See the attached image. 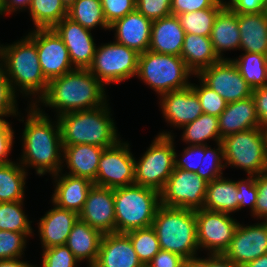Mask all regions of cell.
I'll return each instance as SVG.
<instances>
[{"instance_id":"obj_1","label":"cell","mask_w":267,"mask_h":267,"mask_svg":"<svg viewBox=\"0 0 267 267\" xmlns=\"http://www.w3.org/2000/svg\"><path fill=\"white\" fill-rule=\"evenodd\" d=\"M29 108L22 133L23 154L19 162L24 168L33 167L40 176L46 172L62 174L63 144L58 120L55 126L37 104H30Z\"/></svg>"},{"instance_id":"obj_2","label":"cell","mask_w":267,"mask_h":267,"mask_svg":"<svg viewBox=\"0 0 267 267\" xmlns=\"http://www.w3.org/2000/svg\"><path fill=\"white\" fill-rule=\"evenodd\" d=\"M105 86L88 70L75 68L49 81L45 94L31 105L43 103L56 109L57 115L103 106ZM40 101V102H39Z\"/></svg>"},{"instance_id":"obj_3","label":"cell","mask_w":267,"mask_h":267,"mask_svg":"<svg viewBox=\"0 0 267 267\" xmlns=\"http://www.w3.org/2000/svg\"><path fill=\"white\" fill-rule=\"evenodd\" d=\"M0 62L15 93L38 95V100L45 94L49 81L43 75L36 43L28 35L11 45H0Z\"/></svg>"},{"instance_id":"obj_4","label":"cell","mask_w":267,"mask_h":267,"mask_svg":"<svg viewBox=\"0 0 267 267\" xmlns=\"http://www.w3.org/2000/svg\"><path fill=\"white\" fill-rule=\"evenodd\" d=\"M107 102L98 108L73 111L57 116L63 146L77 144L108 148L120 138Z\"/></svg>"},{"instance_id":"obj_5","label":"cell","mask_w":267,"mask_h":267,"mask_svg":"<svg viewBox=\"0 0 267 267\" xmlns=\"http://www.w3.org/2000/svg\"><path fill=\"white\" fill-rule=\"evenodd\" d=\"M160 248L181 255L189 263L199 249L195 210L160 205L151 226Z\"/></svg>"},{"instance_id":"obj_6","label":"cell","mask_w":267,"mask_h":267,"mask_svg":"<svg viewBox=\"0 0 267 267\" xmlns=\"http://www.w3.org/2000/svg\"><path fill=\"white\" fill-rule=\"evenodd\" d=\"M160 205V193L151 188H114L115 233L151 227Z\"/></svg>"},{"instance_id":"obj_7","label":"cell","mask_w":267,"mask_h":267,"mask_svg":"<svg viewBox=\"0 0 267 267\" xmlns=\"http://www.w3.org/2000/svg\"><path fill=\"white\" fill-rule=\"evenodd\" d=\"M190 75L195 74L180 56L149 50L139 54L137 77L154 89L158 95L189 87Z\"/></svg>"},{"instance_id":"obj_8","label":"cell","mask_w":267,"mask_h":267,"mask_svg":"<svg viewBox=\"0 0 267 267\" xmlns=\"http://www.w3.org/2000/svg\"><path fill=\"white\" fill-rule=\"evenodd\" d=\"M223 145L225 167H237L248 176L267 172V130L251 128L226 136Z\"/></svg>"},{"instance_id":"obj_9","label":"cell","mask_w":267,"mask_h":267,"mask_svg":"<svg viewBox=\"0 0 267 267\" xmlns=\"http://www.w3.org/2000/svg\"><path fill=\"white\" fill-rule=\"evenodd\" d=\"M174 152L171 132L159 133L139 161L135 160V184L160 193L175 168Z\"/></svg>"},{"instance_id":"obj_10","label":"cell","mask_w":267,"mask_h":267,"mask_svg":"<svg viewBox=\"0 0 267 267\" xmlns=\"http://www.w3.org/2000/svg\"><path fill=\"white\" fill-rule=\"evenodd\" d=\"M139 53L117 42L96 47L88 70L105 86L137 76Z\"/></svg>"},{"instance_id":"obj_11","label":"cell","mask_w":267,"mask_h":267,"mask_svg":"<svg viewBox=\"0 0 267 267\" xmlns=\"http://www.w3.org/2000/svg\"><path fill=\"white\" fill-rule=\"evenodd\" d=\"M207 183L193 172L174 168L160 192V204L173 208L202 209L206 198Z\"/></svg>"},{"instance_id":"obj_12","label":"cell","mask_w":267,"mask_h":267,"mask_svg":"<svg viewBox=\"0 0 267 267\" xmlns=\"http://www.w3.org/2000/svg\"><path fill=\"white\" fill-rule=\"evenodd\" d=\"M121 142L104 148L94 185L114 189L135 184V158L129 143Z\"/></svg>"},{"instance_id":"obj_13","label":"cell","mask_w":267,"mask_h":267,"mask_svg":"<svg viewBox=\"0 0 267 267\" xmlns=\"http://www.w3.org/2000/svg\"><path fill=\"white\" fill-rule=\"evenodd\" d=\"M197 221V241L200 248L208 254H224L229 248L239 224L229 213L209 211L204 208L195 210Z\"/></svg>"},{"instance_id":"obj_14","label":"cell","mask_w":267,"mask_h":267,"mask_svg":"<svg viewBox=\"0 0 267 267\" xmlns=\"http://www.w3.org/2000/svg\"><path fill=\"white\" fill-rule=\"evenodd\" d=\"M196 77L218 93L227 103L252 96L253 89L242 77L232 59H222L202 69Z\"/></svg>"},{"instance_id":"obj_15","label":"cell","mask_w":267,"mask_h":267,"mask_svg":"<svg viewBox=\"0 0 267 267\" xmlns=\"http://www.w3.org/2000/svg\"><path fill=\"white\" fill-rule=\"evenodd\" d=\"M28 36L36 43L39 63L48 81L75 69L66 45L53 28H35Z\"/></svg>"},{"instance_id":"obj_16","label":"cell","mask_w":267,"mask_h":267,"mask_svg":"<svg viewBox=\"0 0 267 267\" xmlns=\"http://www.w3.org/2000/svg\"><path fill=\"white\" fill-rule=\"evenodd\" d=\"M264 254H267V221L250 226L239 223L223 255L243 267Z\"/></svg>"},{"instance_id":"obj_17","label":"cell","mask_w":267,"mask_h":267,"mask_svg":"<svg viewBox=\"0 0 267 267\" xmlns=\"http://www.w3.org/2000/svg\"><path fill=\"white\" fill-rule=\"evenodd\" d=\"M78 215L103 235L115 233L114 189L93 185Z\"/></svg>"},{"instance_id":"obj_18","label":"cell","mask_w":267,"mask_h":267,"mask_svg":"<svg viewBox=\"0 0 267 267\" xmlns=\"http://www.w3.org/2000/svg\"><path fill=\"white\" fill-rule=\"evenodd\" d=\"M53 29L66 45L73 67L88 69L92 64L97 47L91 30L82 27L68 17L63 18Z\"/></svg>"},{"instance_id":"obj_19","label":"cell","mask_w":267,"mask_h":267,"mask_svg":"<svg viewBox=\"0 0 267 267\" xmlns=\"http://www.w3.org/2000/svg\"><path fill=\"white\" fill-rule=\"evenodd\" d=\"M160 96L163 117L179 129L193 122L203 113L200 100L191 86Z\"/></svg>"},{"instance_id":"obj_20","label":"cell","mask_w":267,"mask_h":267,"mask_svg":"<svg viewBox=\"0 0 267 267\" xmlns=\"http://www.w3.org/2000/svg\"><path fill=\"white\" fill-rule=\"evenodd\" d=\"M93 267H145L125 233L104 234Z\"/></svg>"},{"instance_id":"obj_21","label":"cell","mask_w":267,"mask_h":267,"mask_svg":"<svg viewBox=\"0 0 267 267\" xmlns=\"http://www.w3.org/2000/svg\"><path fill=\"white\" fill-rule=\"evenodd\" d=\"M151 26L152 21L135 10L111 24L109 30L115 29V42L141 54L149 49Z\"/></svg>"},{"instance_id":"obj_22","label":"cell","mask_w":267,"mask_h":267,"mask_svg":"<svg viewBox=\"0 0 267 267\" xmlns=\"http://www.w3.org/2000/svg\"><path fill=\"white\" fill-rule=\"evenodd\" d=\"M78 219L77 212L59 208L54 204L38 223L42 248L65 245Z\"/></svg>"},{"instance_id":"obj_23","label":"cell","mask_w":267,"mask_h":267,"mask_svg":"<svg viewBox=\"0 0 267 267\" xmlns=\"http://www.w3.org/2000/svg\"><path fill=\"white\" fill-rule=\"evenodd\" d=\"M185 31L176 15L152 21L149 51L180 56Z\"/></svg>"},{"instance_id":"obj_24","label":"cell","mask_w":267,"mask_h":267,"mask_svg":"<svg viewBox=\"0 0 267 267\" xmlns=\"http://www.w3.org/2000/svg\"><path fill=\"white\" fill-rule=\"evenodd\" d=\"M59 174L52 176L55 183L57 182L52 195V203L59 208L72 210L79 214L94 183L87 178L66 173L62 176Z\"/></svg>"},{"instance_id":"obj_25","label":"cell","mask_w":267,"mask_h":267,"mask_svg":"<svg viewBox=\"0 0 267 267\" xmlns=\"http://www.w3.org/2000/svg\"><path fill=\"white\" fill-rule=\"evenodd\" d=\"M221 139L251 128H260L253 97L228 103L218 116Z\"/></svg>"},{"instance_id":"obj_26","label":"cell","mask_w":267,"mask_h":267,"mask_svg":"<svg viewBox=\"0 0 267 267\" xmlns=\"http://www.w3.org/2000/svg\"><path fill=\"white\" fill-rule=\"evenodd\" d=\"M103 150L102 147L88 144L63 146V163L65 161L70 170L67 174L94 182Z\"/></svg>"},{"instance_id":"obj_27","label":"cell","mask_w":267,"mask_h":267,"mask_svg":"<svg viewBox=\"0 0 267 267\" xmlns=\"http://www.w3.org/2000/svg\"><path fill=\"white\" fill-rule=\"evenodd\" d=\"M102 237L101 232L78 219L73 225L65 245L79 262L87 260L88 266L93 267L98 258Z\"/></svg>"},{"instance_id":"obj_28","label":"cell","mask_w":267,"mask_h":267,"mask_svg":"<svg viewBox=\"0 0 267 267\" xmlns=\"http://www.w3.org/2000/svg\"><path fill=\"white\" fill-rule=\"evenodd\" d=\"M210 39L215 53L221 60L228 59L222 57V51L240 50L238 17L228 5H225L217 14L211 30Z\"/></svg>"},{"instance_id":"obj_29","label":"cell","mask_w":267,"mask_h":267,"mask_svg":"<svg viewBox=\"0 0 267 267\" xmlns=\"http://www.w3.org/2000/svg\"><path fill=\"white\" fill-rule=\"evenodd\" d=\"M240 32V49L245 52L267 55V11L237 14Z\"/></svg>"},{"instance_id":"obj_30","label":"cell","mask_w":267,"mask_h":267,"mask_svg":"<svg viewBox=\"0 0 267 267\" xmlns=\"http://www.w3.org/2000/svg\"><path fill=\"white\" fill-rule=\"evenodd\" d=\"M180 57L195 75L221 60L215 53L210 37L190 33H185Z\"/></svg>"},{"instance_id":"obj_31","label":"cell","mask_w":267,"mask_h":267,"mask_svg":"<svg viewBox=\"0 0 267 267\" xmlns=\"http://www.w3.org/2000/svg\"><path fill=\"white\" fill-rule=\"evenodd\" d=\"M236 181L219 177L207 183L203 208L209 211L232 213L239 211Z\"/></svg>"},{"instance_id":"obj_32","label":"cell","mask_w":267,"mask_h":267,"mask_svg":"<svg viewBox=\"0 0 267 267\" xmlns=\"http://www.w3.org/2000/svg\"><path fill=\"white\" fill-rule=\"evenodd\" d=\"M27 175L18 162L0 163V202L23 201Z\"/></svg>"},{"instance_id":"obj_33","label":"cell","mask_w":267,"mask_h":267,"mask_svg":"<svg viewBox=\"0 0 267 267\" xmlns=\"http://www.w3.org/2000/svg\"><path fill=\"white\" fill-rule=\"evenodd\" d=\"M182 140L189 145H207L206 140L221 142L218 117L202 113L196 120L182 127Z\"/></svg>"},{"instance_id":"obj_34","label":"cell","mask_w":267,"mask_h":267,"mask_svg":"<svg viewBox=\"0 0 267 267\" xmlns=\"http://www.w3.org/2000/svg\"><path fill=\"white\" fill-rule=\"evenodd\" d=\"M232 61L252 89L267 86V55L244 52Z\"/></svg>"},{"instance_id":"obj_35","label":"cell","mask_w":267,"mask_h":267,"mask_svg":"<svg viewBox=\"0 0 267 267\" xmlns=\"http://www.w3.org/2000/svg\"><path fill=\"white\" fill-rule=\"evenodd\" d=\"M67 17L89 30L97 26L105 30L110 27L104 17L101 0H76L69 7Z\"/></svg>"},{"instance_id":"obj_36","label":"cell","mask_w":267,"mask_h":267,"mask_svg":"<svg viewBox=\"0 0 267 267\" xmlns=\"http://www.w3.org/2000/svg\"><path fill=\"white\" fill-rule=\"evenodd\" d=\"M29 10L36 29L53 28L68 15L61 0H32Z\"/></svg>"},{"instance_id":"obj_37","label":"cell","mask_w":267,"mask_h":267,"mask_svg":"<svg viewBox=\"0 0 267 267\" xmlns=\"http://www.w3.org/2000/svg\"><path fill=\"white\" fill-rule=\"evenodd\" d=\"M223 7H211L178 15L185 33L210 37L214 20Z\"/></svg>"},{"instance_id":"obj_38","label":"cell","mask_w":267,"mask_h":267,"mask_svg":"<svg viewBox=\"0 0 267 267\" xmlns=\"http://www.w3.org/2000/svg\"><path fill=\"white\" fill-rule=\"evenodd\" d=\"M30 223L23 211V201L0 202V230L33 233Z\"/></svg>"},{"instance_id":"obj_39","label":"cell","mask_w":267,"mask_h":267,"mask_svg":"<svg viewBox=\"0 0 267 267\" xmlns=\"http://www.w3.org/2000/svg\"><path fill=\"white\" fill-rule=\"evenodd\" d=\"M144 266L161 250L155 230L152 227L136 229L125 233Z\"/></svg>"},{"instance_id":"obj_40","label":"cell","mask_w":267,"mask_h":267,"mask_svg":"<svg viewBox=\"0 0 267 267\" xmlns=\"http://www.w3.org/2000/svg\"><path fill=\"white\" fill-rule=\"evenodd\" d=\"M31 234L0 230V260L20 258Z\"/></svg>"},{"instance_id":"obj_41","label":"cell","mask_w":267,"mask_h":267,"mask_svg":"<svg viewBox=\"0 0 267 267\" xmlns=\"http://www.w3.org/2000/svg\"><path fill=\"white\" fill-rule=\"evenodd\" d=\"M199 81H201L200 86L194 85L193 83L190 86L200 100L203 113L218 117L225 110L228 103L200 78Z\"/></svg>"},{"instance_id":"obj_42","label":"cell","mask_w":267,"mask_h":267,"mask_svg":"<svg viewBox=\"0 0 267 267\" xmlns=\"http://www.w3.org/2000/svg\"><path fill=\"white\" fill-rule=\"evenodd\" d=\"M218 148L212 149L205 145V156L202 158V178L207 182L222 177V170L225 167L223 145L217 143ZM223 160V161H222Z\"/></svg>"},{"instance_id":"obj_43","label":"cell","mask_w":267,"mask_h":267,"mask_svg":"<svg viewBox=\"0 0 267 267\" xmlns=\"http://www.w3.org/2000/svg\"><path fill=\"white\" fill-rule=\"evenodd\" d=\"M79 262L66 245L43 249L42 267H77Z\"/></svg>"},{"instance_id":"obj_44","label":"cell","mask_w":267,"mask_h":267,"mask_svg":"<svg viewBox=\"0 0 267 267\" xmlns=\"http://www.w3.org/2000/svg\"><path fill=\"white\" fill-rule=\"evenodd\" d=\"M174 154L175 168L193 172L202 178V158L205 156V145H189L181 154V159L177 158L176 152Z\"/></svg>"},{"instance_id":"obj_45","label":"cell","mask_w":267,"mask_h":267,"mask_svg":"<svg viewBox=\"0 0 267 267\" xmlns=\"http://www.w3.org/2000/svg\"><path fill=\"white\" fill-rule=\"evenodd\" d=\"M172 0H136V10L151 21L167 17Z\"/></svg>"},{"instance_id":"obj_46","label":"cell","mask_w":267,"mask_h":267,"mask_svg":"<svg viewBox=\"0 0 267 267\" xmlns=\"http://www.w3.org/2000/svg\"><path fill=\"white\" fill-rule=\"evenodd\" d=\"M16 101V94L12 89L11 83L0 68V119L9 115H18Z\"/></svg>"},{"instance_id":"obj_47","label":"cell","mask_w":267,"mask_h":267,"mask_svg":"<svg viewBox=\"0 0 267 267\" xmlns=\"http://www.w3.org/2000/svg\"><path fill=\"white\" fill-rule=\"evenodd\" d=\"M101 4L109 26L136 10V0H101Z\"/></svg>"},{"instance_id":"obj_48","label":"cell","mask_w":267,"mask_h":267,"mask_svg":"<svg viewBox=\"0 0 267 267\" xmlns=\"http://www.w3.org/2000/svg\"><path fill=\"white\" fill-rule=\"evenodd\" d=\"M225 0H172L171 12L172 15H180L182 13H189L198 11L201 9L211 7H224L226 5Z\"/></svg>"},{"instance_id":"obj_49","label":"cell","mask_w":267,"mask_h":267,"mask_svg":"<svg viewBox=\"0 0 267 267\" xmlns=\"http://www.w3.org/2000/svg\"><path fill=\"white\" fill-rule=\"evenodd\" d=\"M237 195L239 196V210L249 205L251 212H254L258 190L256 187L255 176L236 181Z\"/></svg>"},{"instance_id":"obj_50","label":"cell","mask_w":267,"mask_h":267,"mask_svg":"<svg viewBox=\"0 0 267 267\" xmlns=\"http://www.w3.org/2000/svg\"><path fill=\"white\" fill-rule=\"evenodd\" d=\"M256 187L258 190L254 217L267 221V172L255 176Z\"/></svg>"},{"instance_id":"obj_51","label":"cell","mask_w":267,"mask_h":267,"mask_svg":"<svg viewBox=\"0 0 267 267\" xmlns=\"http://www.w3.org/2000/svg\"><path fill=\"white\" fill-rule=\"evenodd\" d=\"M188 264L181 255L161 249L146 267H186Z\"/></svg>"},{"instance_id":"obj_52","label":"cell","mask_w":267,"mask_h":267,"mask_svg":"<svg viewBox=\"0 0 267 267\" xmlns=\"http://www.w3.org/2000/svg\"><path fill=\"white\" fill-rule=\"evenodd\" d=\"M226 5L236 14H253L265 12L267 0H229Z\"/></svg>"},{"instance_id":"obj_53","label":"cell","mask_w":267,"mask_h":267,"mask_svg":"<svg viewBox=\"0 0 267 267\" xmlns=\"http://www.w3.org/2000/svg\"><path fill=\"white\" fill-rule=\"evenodd\" d=\"M14 130H12L11 124L5 119H0V163L12 162L8 158L13 140Z\"/></svg>"},{"instance_id":"obj_54","label":"cell","mask_w":267,"mask_h":267,"mask_svg":"<svg viewBox=\"0 0 267 267\" xmlns=\"http://www.w3.org/2000/svg\"><path fill=\"white\" fill-rule=\"evenodd\" d=\"M252 97L256 104L260 128L267 130V86L253 89Z\"/></svg>"},{"instance_id":"obj_55","label":"cell","mask_w":267,"mask_h":267,"mask_svg":"<svg viewBox=\"0 0 267 267\" xmlns=\"http://www.w3.org/2000/svg\"><path fill=\"white\" fill-rule=\"evenodd\" d=\"M190 267H242L228 260L223 254H209L207 258L195 257Z\"/></svg>"},{"instance_id":"obj_56","label":"cell","mask_w":267,"mask_h":267,"mask_svg":"<svg viewBox=\"0 0 267 267\" xmlns=\"http://www.w3.org/2000/svg\"><path fill=\"white\" fill-rule=\"evenodd\" d=\"M32 0H0V15L9 14L17 10L30 7Z\"/></svg>"},{"instance_id":"obj_57","label":"cell","mask_w":267,"mask_h":267,"mask_svg":"<svg viewBox=\"0 0 267 267\" xmlns=\"http://www.w3.org/2000/svg\"><path fill=\"white\" fill-rule=\"evenodd\" d=\"M20 259L21 258L0 260V267H35Z\"/></svg>"},{"instance_id":"obj_58","label":"cell","mask_w":267,"mask_h":267,"mask_svg":"<svg viewBox=\"0 0 267 267\" xmlns=\"http://www.w3.org/2000/svg\"><path fill=\"white\" fill-rule=\"evenodd\" d=\"M243 267H267V254L246 263Z\"/></svg>"},{"instance_id":"obj_59","label":"cell","mask_w":267,"mask_h":267,"mask_svg":"<svg viewBox=\"0 0 267 267\" xmlns=\"http://www.w3.org/2000/svg\"><path fill=\"white\" fill-rule=\"evenodd\" d=\"M64 6L69 9V7L76 1V0H61Z\"/></svg>"}]
</instances>
